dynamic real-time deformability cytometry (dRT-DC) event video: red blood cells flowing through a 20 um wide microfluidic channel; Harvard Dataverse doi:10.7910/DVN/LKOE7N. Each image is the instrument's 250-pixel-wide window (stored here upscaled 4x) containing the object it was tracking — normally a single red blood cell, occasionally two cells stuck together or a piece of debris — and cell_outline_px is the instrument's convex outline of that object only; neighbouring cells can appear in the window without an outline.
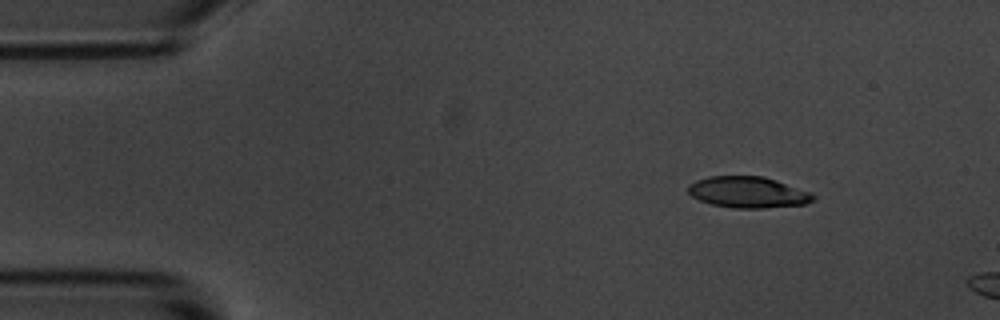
{"species": "common noctule bat (a hibernating species)", "species_latin": "Nyctalus noctula", "temperature_condition": "room temperature", "stored_images_in_passage": 2, "camera_frame_rate_fps": 3000, "um_per_image_px": 0.085, "animal": {"sex": "male", "body_mass_g": 20.1, "forearm_length_mm": 53.5}, "frame": {"image": 1, "passage_image": 1, "time_ms": 0.0, "image_size_px": [1000, 320], "cell_outline_px": [[816, 200], [804, 204], [764, 208], [736, 208], [712, 204], [700, 200], [692, 196], [688, 192], [688, 184], [696, 180], [708, 176], [764, 176], [812, 192], [816, 196]], "centroid_in_image_um": [63.61, 16.33], "position_along_channel_um": 21.4, "area_um2": 22.83}}